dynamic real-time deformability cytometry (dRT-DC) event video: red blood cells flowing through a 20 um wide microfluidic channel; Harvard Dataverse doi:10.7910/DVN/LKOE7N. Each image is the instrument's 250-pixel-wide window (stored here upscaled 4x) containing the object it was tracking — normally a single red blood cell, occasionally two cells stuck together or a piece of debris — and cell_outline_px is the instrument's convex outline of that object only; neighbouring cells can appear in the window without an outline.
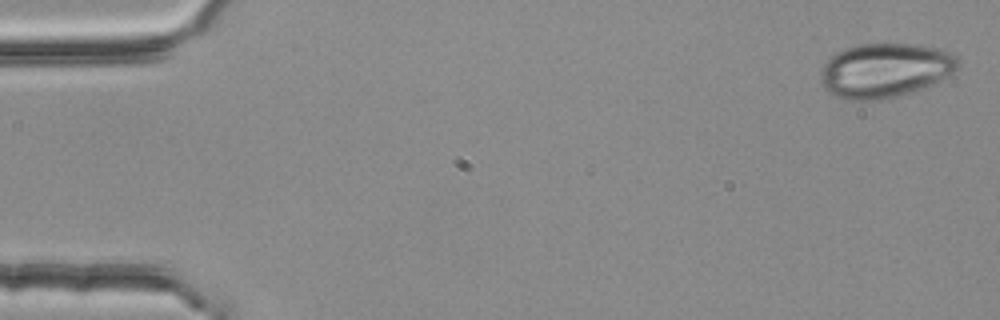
{"species": "common noctule bat (a hibernating species)", "species_latin": "Nyctalus noctula", "temperature_condition": "room temperature", "stored_images_in_passage": 3, "camera_frame_rate_fps": 3000, "um_per_image_px": 0.085, "animal": {"sex": "female", "body_mass_g": 25.1}, "frame": {"image": 1, "passage_image": 1, "time_ms": 0.0, "image_size_px": [1000, 320], "cell_outline_px": [[960, 64], [956, 72], [924, 88], [896, 96], [880, 100], [852, 100], [836, 96], [828, 92], [824, 88], [820, 80], [820, 72], [824, 64], [836, 52], [844, 48], [860, 44], [920, 44], [940, 48], [952, 52], [960, 60]], "centroid_in_image_um": [75.27, 5.96], "position_along_channel_um": 9.7, "area_um2": 43.93}}